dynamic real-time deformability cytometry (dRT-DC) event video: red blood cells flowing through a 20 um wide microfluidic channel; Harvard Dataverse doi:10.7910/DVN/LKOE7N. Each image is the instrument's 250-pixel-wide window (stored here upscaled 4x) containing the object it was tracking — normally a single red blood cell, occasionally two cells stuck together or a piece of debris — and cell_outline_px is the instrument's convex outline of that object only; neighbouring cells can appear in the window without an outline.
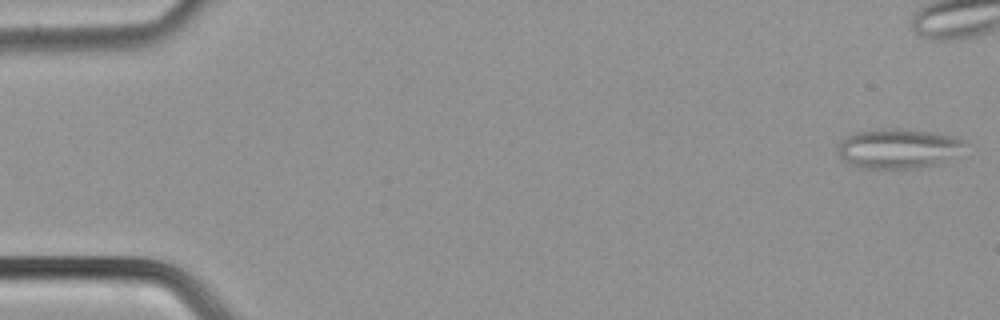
{"species": "common noctule bat (a hibernating species)", "species_latin": "Nyctalus noctula", "temperature_condition": "cold", "stored_images_in_passage": 39, "segment_of_instrument_passage": [1, 2], "camera_frame_rate_fps": 3000, "um_per_image_px": 0.085, "animal": {"sex": "male", "body_mass_g": 21.5, "forearm_length_mm": 52.0}, "frame": {"image": 1, "passage_image": 1, "time_ms": 0.0, "image_size_px": [1000, 320], "cell_outline_px": [[964, 140], [948, 160], [936, 164], [916, 168], [860, 168], [848, 164], [840, 160], [840, 140], [856, 132], [880, 128], [900, 128], [956, 136]], "centroid_in_image_um": [76.25, 12.62], "position_along_channel_um": 8.7, "area_um2": 28.96}}